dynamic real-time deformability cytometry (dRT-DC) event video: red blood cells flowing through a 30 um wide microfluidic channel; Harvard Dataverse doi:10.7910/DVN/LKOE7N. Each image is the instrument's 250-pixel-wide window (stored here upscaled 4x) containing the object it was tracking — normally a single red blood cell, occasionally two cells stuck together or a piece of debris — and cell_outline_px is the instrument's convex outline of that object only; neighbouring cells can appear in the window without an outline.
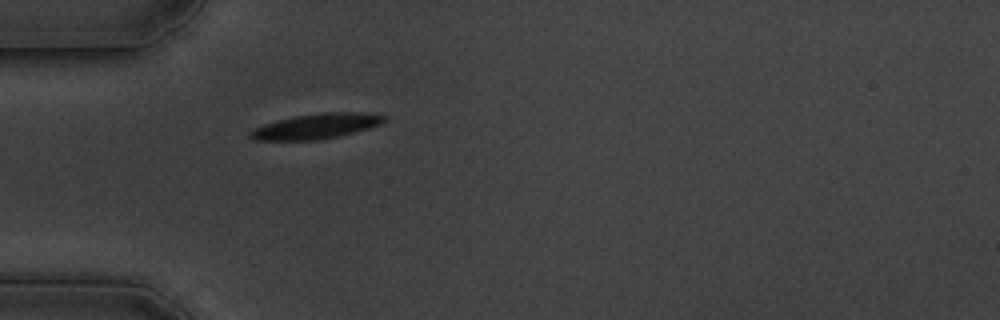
{"species": "common noctule bat (a hibernating species)", "species_latin": "Nyctalus noctula", "temperature_condition": "cold", "stored_images_in_passage": 43, "camera_frame_rate_fps": 3000, "um_per_image_px": 0.085, "animal": {"sex": "male", "body_mass_g": 19.5, "forearm_length_mm": 54.6}, "frame": {"image": 1, "passage_image": 1, "time_ms": 0.0, "image_size_px": [1000, 320], "cell_outline_px": [[388, 120], [380, 124], [368, 128], [340, 136], [316, 140], [252, 140], [248, 136], [248, 132], [252, 128], [264, 124], [296, 116], [320, 112], [360, 112], [388, 116]], "centroid_in_image_um": [26.87, 10.73], "position_along_channel_um": 58.1, "area_um2": 19.71}}
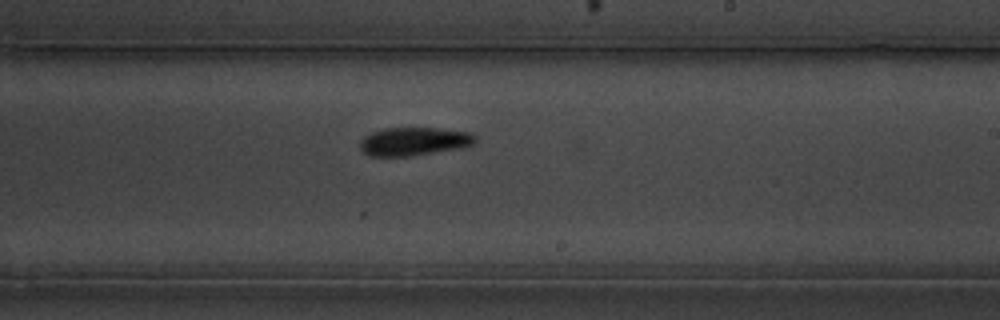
{"frame": {"image": 2, "passage_image": 19, "time_ms": 6.0, "image_size_px": [1000, 320], "cell_outline_px": [[476, 144], [460, 148], [408, 156], [368, 156], [360, 148], [360, 140], [364, 136], [372, 132], [384, 128], [436, 128], [472, 132], [476, 136]], "centroid_in_image_um": [35.2, 12.01], "position_along_channel_um": 253.8, "area_um2": 19.07}}
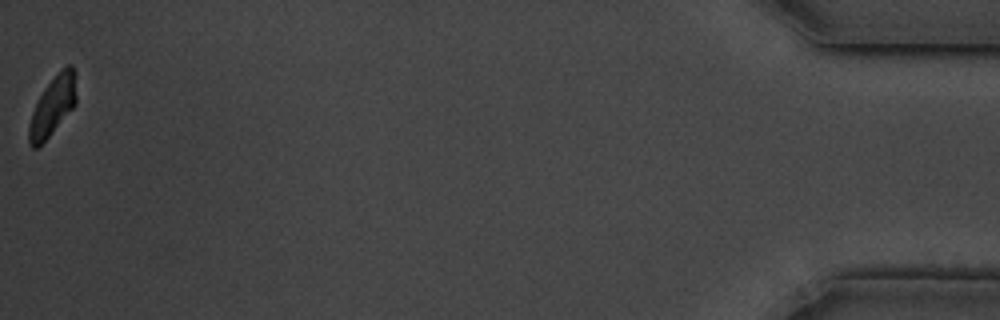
{"frame": {"image": 3, "passage_image": 43, "time_ms": 14.0, "image_size_px": [1000, 320], "cell_outline_px": [[76, 104], [48, 136], [36, 148], [32, 148], [28, 144], [28, 128], [32, 112], [44, 88], [60, 68], [68, 64], [72, 64], [76, 72]], "centroid_in_image_um": [4.5, 8.94], "position_along_channel_um": 430.7, "area_um2": 16.3}, "authors_computed_cell_mechanics": {"area_um2": 18.6116, "velocity_mm_per_s": 3.3522, "shape_relaxation_time_tau1_ms": 2.3472, "shape_relaxation_time_tau2_ms": null, "deformation_change_tau1": 0.1015, "deformation_change_tau2": null}}